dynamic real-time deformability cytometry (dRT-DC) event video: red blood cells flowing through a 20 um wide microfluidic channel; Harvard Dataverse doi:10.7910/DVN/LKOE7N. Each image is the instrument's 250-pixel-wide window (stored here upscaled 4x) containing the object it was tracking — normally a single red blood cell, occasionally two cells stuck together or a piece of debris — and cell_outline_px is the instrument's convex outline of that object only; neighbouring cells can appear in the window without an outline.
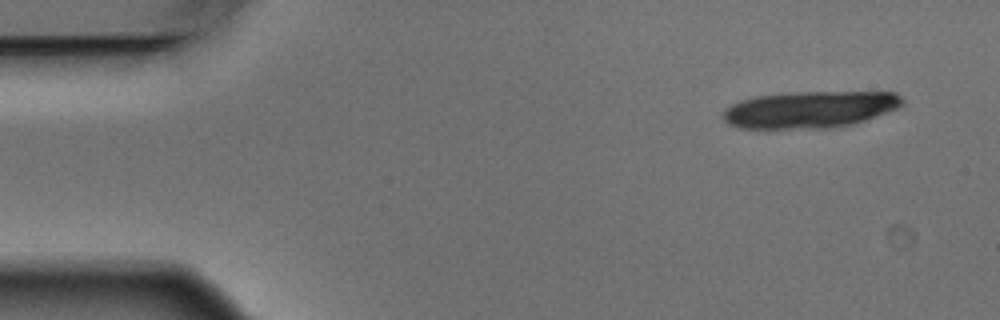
{"species": "Egyptian fruit bat (a non-hibernating species)", "species_latin": "Rousettus aegyptiacus", "temperature_condition": "warm", "stored_images_in_passage": 10, "camera_frame_rate_fps": 3000, "um_per_image_px": 0.085, "animal": {"sex": "male"}, "frame": {"image": 1, "passage_image": 1, "time_ms": 0.0, "image_size_px": [1000, 320], "cell_outline_px": [[904, 104], [900, 108], [852, 124], [828, 128], [740, 128], [728, 124], [724, 120], [724, 108], [740, 100], [756, 96], [788, 92], [896, 92], [904, 100]], "centroid_in_image_um": [68.85, 9.3], "position_along_channel_um": 16.1, "area_um2": 38.55}}
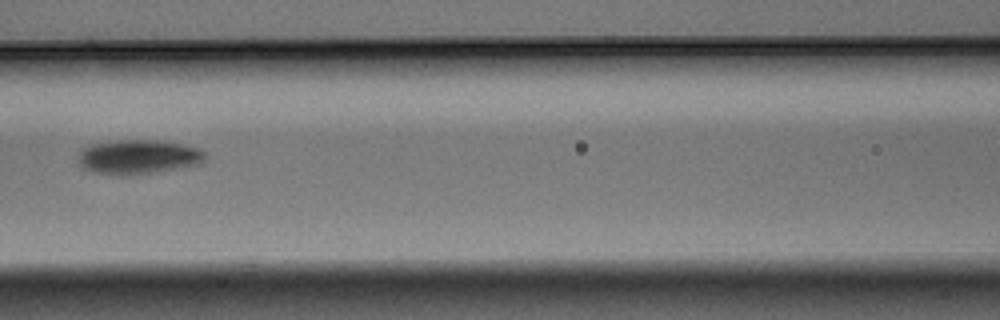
{"frame": {"image": 2, "passage_image": 6, "time_ms": 1.667, "image_size_px": [1000, 320], "cell_outline_px": [[204, 160], [200, 164], [132, 176], [120, 176], [92, 172], [84, 168], [80, 164], [80, 148], [88, 144], [116, 140], [148, 140], [180, 144], [200, 148], [204, 152]], "centroid_in_image_um": [11.7, 13.35], "position_along_channel_um": 154.9, "area_um2": 25.49}}
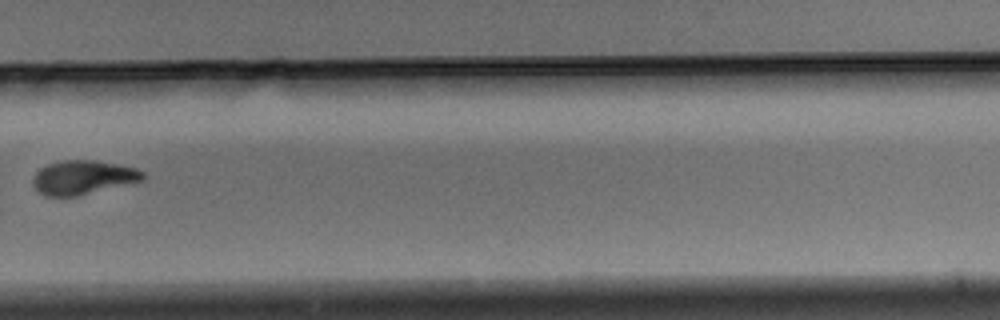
{"frame": {"image": 3, "passage_image": 10, "time_ms": 3.0, "image_size_px": [1000, 320], "cell_outline_px": [[144, 180], [76, 196], [44, 196], [36, 192], [32, 184], [32, 180], [36, 172], [40, 168], [48, 164], [64, 160], [96, 160], [136, 168], [144, 172]], "centroid_in_image_um": [7.01, 15.08], "position_along_channel_um": 322.8, "area_um2": 21.79}}